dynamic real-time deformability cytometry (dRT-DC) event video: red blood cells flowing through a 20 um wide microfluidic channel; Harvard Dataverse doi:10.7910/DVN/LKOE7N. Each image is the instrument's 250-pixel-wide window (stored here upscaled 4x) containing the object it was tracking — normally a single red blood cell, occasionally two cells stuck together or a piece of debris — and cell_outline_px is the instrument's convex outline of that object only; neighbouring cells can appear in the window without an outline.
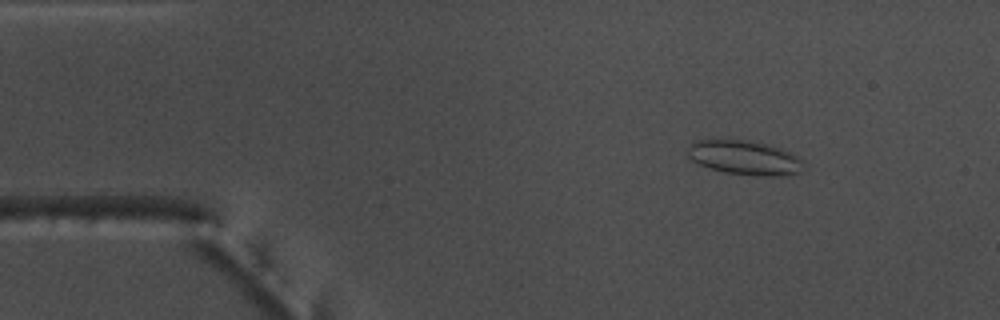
{"species": "common noctule bat (a hibernating species)", "species_latin": "Nyctalus noctula", "temperature_condition": "warm", "stored_images_in_passage": 54, "camera_frame_rate_fps": 3000, "um_per_image_px": 0.085, "animal": {"sex": "male", "body_mass_g": 17.5, "forearm_length_mm": 52.3}, "frame": {"image": 1, "passage_image": 8, "time_ms": 2.333, "image_size_px": [1000, 320], "cell_outline_px": [[804, 172], [788, 176], [752, 176], [724, 172], [700, 164], [692, 160], [688, 156], [688, 148], [696, 140], [744, 140], [764, 144], [788, 152], [796, 156], [804, 164]], "centroid_in_image_um": [63.33, 13.44], "position_along_channel_um": 21.7, "area_um2": 22.95}}
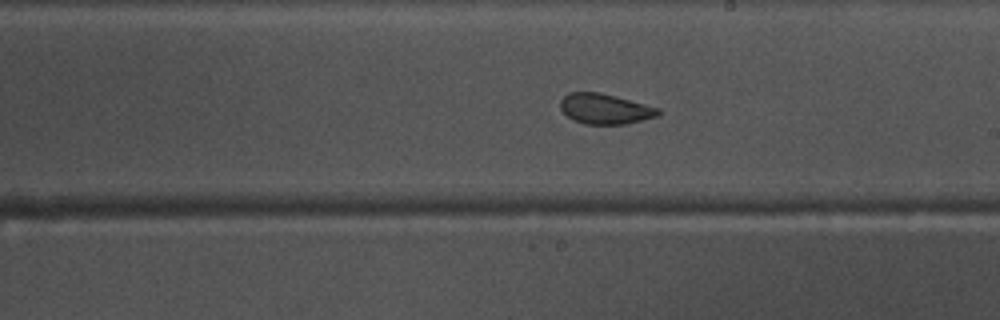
{"frame": {"image": 2, "passage_image": 31, "time_ms": 10.0, "image_size_px": [1000, 320], "cell_outline_px": [[664, 112], [660, 116], [628, 124], [584, 124], [572, 120], [560, 108], [560, 100], [568, 92], [600, 92], [660, 108]], "centroid_in_image_um": [51.47, 9.26], "position_along_channel_um": 237.5, "area_um2": 17.57}}
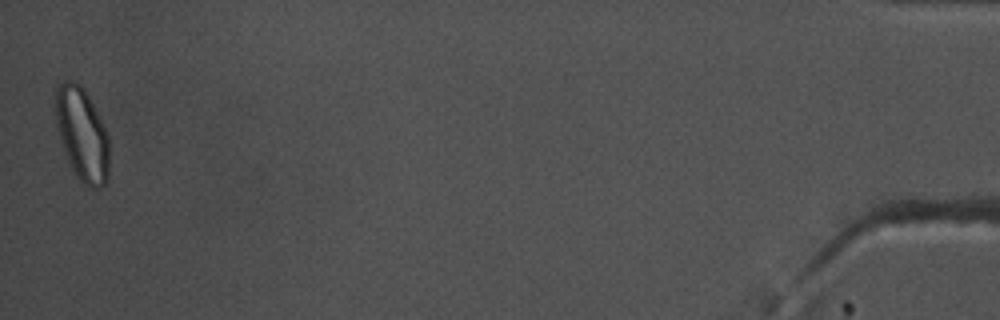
{"frame": {"image": 3, "passage_image": 54, "time_ms": 17.667, "image_size_px": [1000, 320], "cell_outline_px": [[108, 176], [104, 184], [100, 188], [92, 188], [84, 184], [76, 176], [68, 160], [56, 128], [56, 88], [64, 80], [72, 80], [80, 84], [84, 88], [108, 136]], "centroid_in_image_um": [6.96, 11.42], "position_along_channel_um": 428.2, "area_um2": 28.67}, "authors_computed_cell_mechanics": {"area_um2": 20.0277, "velocity_mm_per_s": 3.7807, "shape_relaxation_time_tau1_ms": null, "shape_relaxation_time_tau2_ms": 1.3589, "deformation_change_tau1": null, "deformation_change_tau2": 0.0703}}